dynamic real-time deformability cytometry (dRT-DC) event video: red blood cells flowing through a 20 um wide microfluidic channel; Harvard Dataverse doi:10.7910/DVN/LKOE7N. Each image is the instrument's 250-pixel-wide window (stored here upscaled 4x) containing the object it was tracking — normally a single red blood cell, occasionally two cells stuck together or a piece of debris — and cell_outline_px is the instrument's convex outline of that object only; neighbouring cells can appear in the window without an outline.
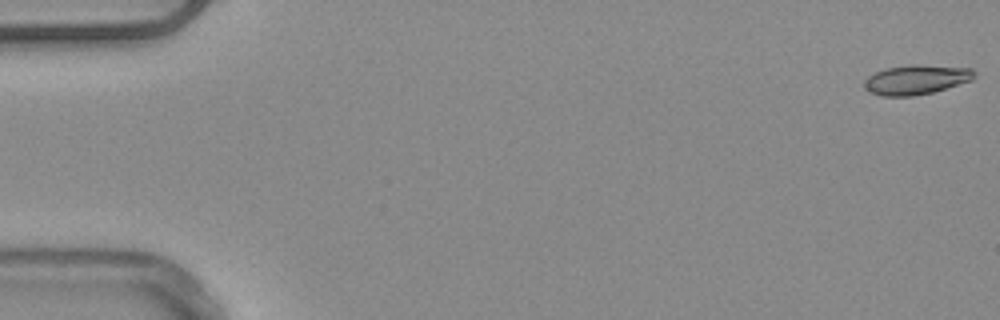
{"species": "common noctule bat (a hibernating species)", "species_latin": "Nyctalus noctula", "temperature_condition": "warm", "stored_images_in_passage": 53, "camera_frame_rate_fps": 3000, "um_per_image_px": 0.085, "animal": {"sex": "male", "body_mass_g": 20.4}, "frame": {"image": 1, "passage_image": 1, "time_ms": 0.0, "image_size_px": [1000, 320], "cell_outline_px": [[976, 76], [972, 80], [932, 92], [912, 96], [880, 96], [864, 88], [864, 80], [868, 76], [884, 68], [908, 64], [916, 64], [972, 68], [976, 72]], "centroid_in_image_um": [77.87, 6.75], "position_along_channel_um": 7.1, "area_um2": 19.07}}
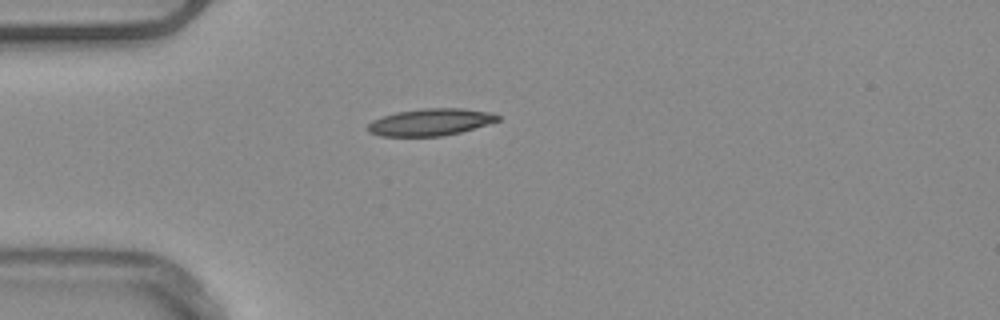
{"frame": {"image": 2, "passage_image": 15, "time_ms": 4.667, "image_size_px": [1000, 320], "cell_outline_px": [[500, 120], [488, 124], [460, 132], [440, 136], [380, 136], [368, 132], [364, 128], [372, 120], [396, 112], [424, 108], [464, 108], [492, 112], [500, 116]], "centroid_in_image_um": [36.58, 10.37], "position_along_channel_um": 48.4, "area_um2": 20.58}}
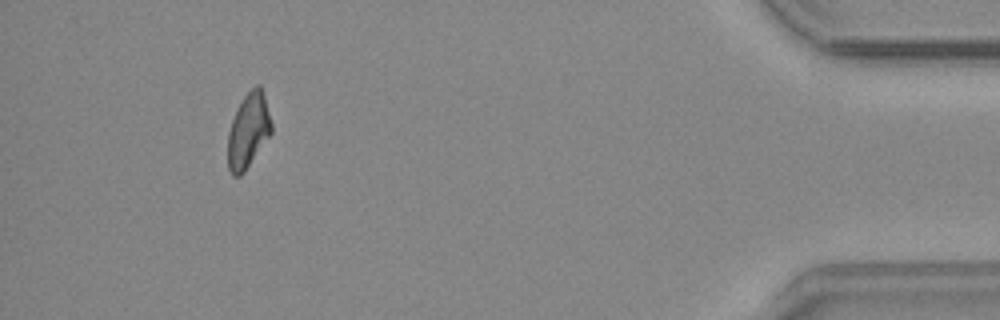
{"frame": {"image": 3, "passage_image": 49, "time_ms": 16.0, "image_size_px": [1000, 320], "cell_outline_px": [[272, 132], [244, 172], [240, 176], [232, 176], [228, 168], [228, 132], [232, 120], [244, 96], [256, 84], [260, 84], [264, 96], [272, 124]], "centroid_in_image_um": [21.1, 11.12], "position_along_channel_um": 414.1, "area_um2": 18.73}, "authors_computed_cell_mechanics": {"area_um2": 19.3052, "velocity_mm_per_s": 3.9034, "shape_relaxation_time_tau1_ms": 6.0568, "shape_relaxation_time_tau2_ms": 8.2488, "deformation_change_tau1": 0.1468, "deformation_change_tau2": 0.1818}}